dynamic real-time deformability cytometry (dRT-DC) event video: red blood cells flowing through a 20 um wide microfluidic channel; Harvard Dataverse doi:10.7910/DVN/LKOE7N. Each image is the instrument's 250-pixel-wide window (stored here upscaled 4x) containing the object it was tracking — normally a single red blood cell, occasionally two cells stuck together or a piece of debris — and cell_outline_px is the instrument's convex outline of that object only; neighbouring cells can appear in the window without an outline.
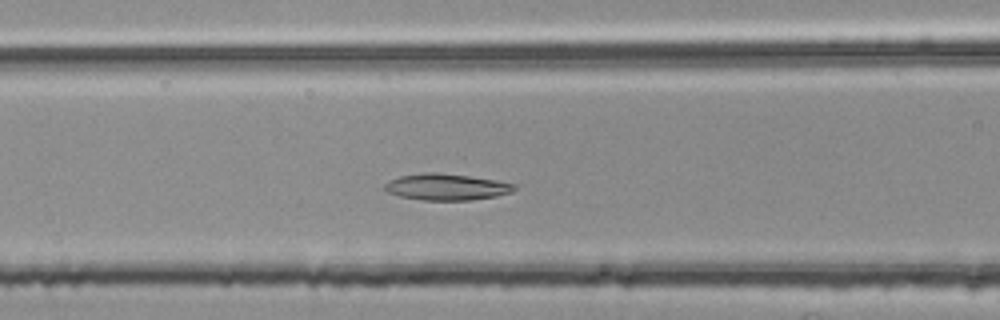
{"species": "common noctule bat (a hibernating species)", "species_latin": "Nyctalus noctula", "temperature_condition": "room temperature", "stored_images_in_passage": 26, "camera_frame_rate_fps": 3000, "um_per_image_px": 0.085, "animal": {"sex": "female", "body_mass_g": 25.1}, "frame": {"image": 1, "passage_image": 18, "time_ms": 5.667, "image_size_px": [1000, 320], "cell_outline_px": [[516, 188], [512, 192], [496, 196], [472, 200], [424, 200], [400, 196], [388, 192], [384, 188], [384, 184], [388, 180], [400, 176], [424, 172], [436, 172], [468, 176], [496, 180], [516, 184]], "centroid_in_image_um": [37.95, 15.88], "position_along_channel_um": 128.7, "area_um2": 19.94}}
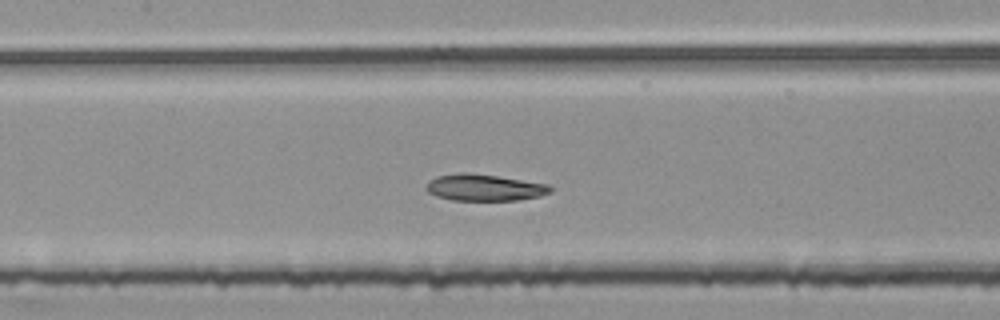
{"frame": {"image": 2, "passage_image": 21, "time_ms": 6.667, "image_size_px": [1000, 320], "cell_outline_px": [[552, 192], [540, 196], [520, 200], [452, 200], [436, 196], [428, 192], [424, 188], [424, 184], [436, 176], [460, 172], [468, 172], [496, 176], [548, 184], [552, 188]], "centroid_in_image_um": [41.13, 15.94], "position_along_channel_um": 166.3, "area_um2": 19.36}}
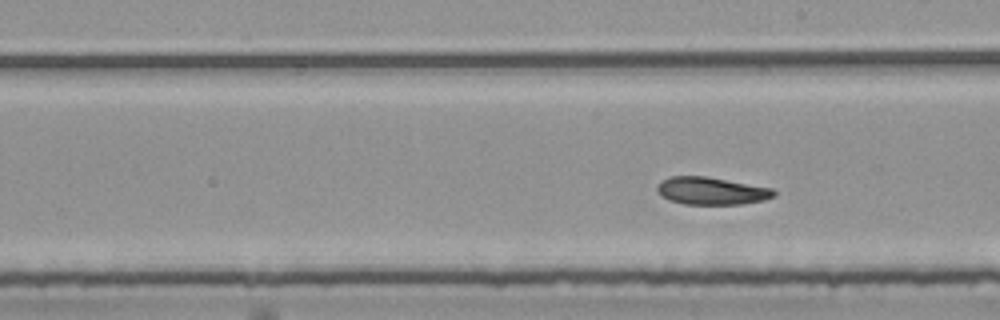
{"frame": {"image": 3, "passage_image": 26, "time_ms": 8.333, "image_size_px": [1000, 320], "cell_outline_px": [[776, 196], [764, 200], [740, 204], [684, 204], [668, 200], [660, 196], [656, 192], [656, 188], [660, 180], [668, 176], [704, 176], [772, 188], [776, 192]], "centroid_in_image_um": [60.41, 16.23], "position_along_channel_um": 228.6, "area_um2": 18.84}}